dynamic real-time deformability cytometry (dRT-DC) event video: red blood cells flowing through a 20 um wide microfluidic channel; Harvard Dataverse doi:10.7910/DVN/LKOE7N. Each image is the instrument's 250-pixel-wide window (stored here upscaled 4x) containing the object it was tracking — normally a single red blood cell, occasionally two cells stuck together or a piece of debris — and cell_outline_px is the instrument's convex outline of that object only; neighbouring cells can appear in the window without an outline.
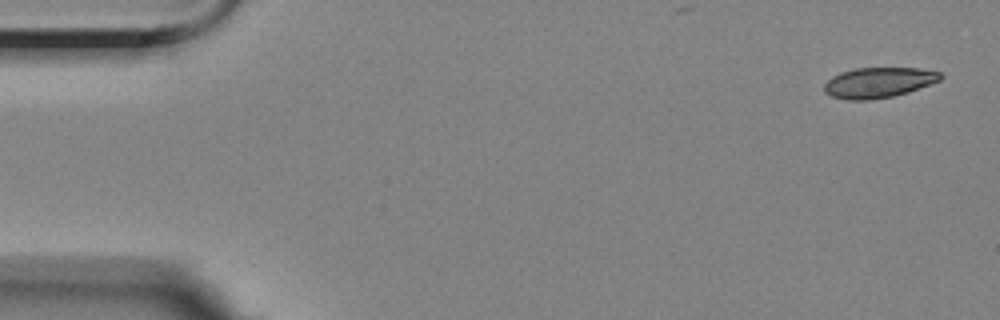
{"species": "Egyptian fruit bat (a non-hibernating species)", "species_latin": "Rousettus aegyptiacus", "temperature_condition": "room temperature", "stored_images_in_passage": 4, "segment_of_instrument_passage": [2, 2], "camera_frame_rate_fps": 3000, "um_per_image_px": 0.085, "animal": {"sex": "female"}, "frame": {"image": 1, "passage_image": 4, "time_ms": 3.333, "image_size_px": [1000, 320], "cell_outline_px": [[944, 76], [940, 80], [908, 92], [892, 96], [872, 100], [848, 100], [832, 96], [824, 92], [824, 84], [832, 76], [840, 72], [856, 68], [920, 68], [940, 72]], "centroid_in_image_um": [74.67, 7.01], "position_along_channel_um": 10.3, "area_um2": 20.58}}